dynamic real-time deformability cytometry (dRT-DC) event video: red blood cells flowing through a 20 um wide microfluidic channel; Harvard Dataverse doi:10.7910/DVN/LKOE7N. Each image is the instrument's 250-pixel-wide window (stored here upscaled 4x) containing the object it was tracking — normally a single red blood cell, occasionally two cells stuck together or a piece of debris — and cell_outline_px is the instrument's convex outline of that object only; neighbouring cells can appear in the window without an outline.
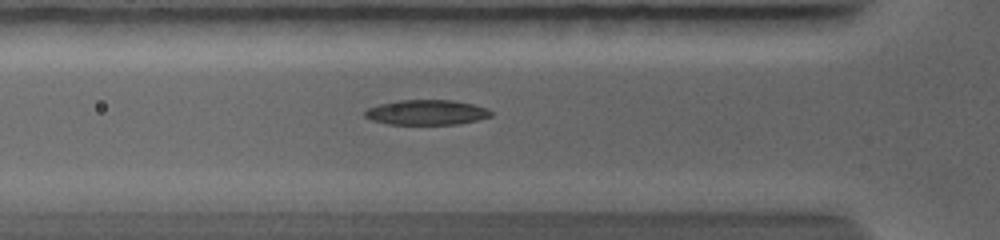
{"species": "common noctule bat (a hibernating species)", "species_latin": "Nyctalus noctula", "temperature_condition": "warm", "stored_images_in_passage": 33, "camera_frame_rate_fps": 5000, "um_per_image_px": 0.085, "animal": {"sex": "female", "body_mass_g": 19.0, "forearm_length_mm": 56.7}, "frame": {"image": 1, "passage_image": 7, "time_ms": 2.4, "image_size_px": [1000, 240], "cell_outline_px": [[492, 116], [460, 124], [388, 124], [372, 120], [364, 116], [364, 112], [368, 108], [380, 104], [396, 100], [452, 100], [472, 104], [488, 108], [492, 112]], "centroid_in_image_um": [36.26, 9.55], "position_along_channel_um": 89.5, "area_um2": 18.38}}
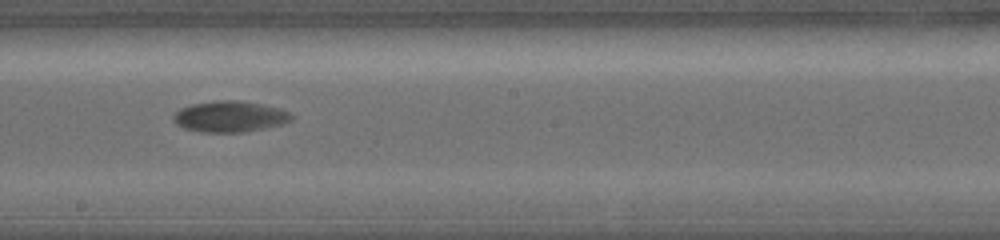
{"frame": {"image": 2, "passage_image": 14, "time_ms": 5.4, "image_size_px": [1000, 240], "cell_outline_px": [[296, 116], [292, 120], [280, 124], [264, 128], [244, 132], [204, 132], [184, 128], [176, 124], [172, 120], [172, 116], [180, 108], [192, 104], [220, 100], [236, 100], [260, 104], [280, 108]], "centroid_in_image_um": [19.53, 9.9], "position_along_channel_um": 228.7, "area_um2": 21.27}}
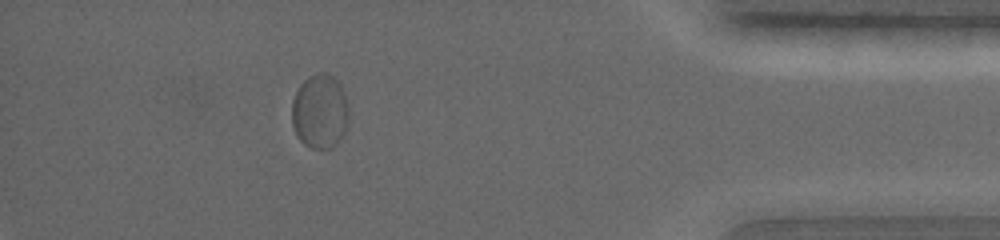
{"frame": {"image": 3, "passage_image": 26, "time_ms": 10.2, "image_size_px": [1000, 240], "cell_outline_px": [[348, 120], [344, 132], [336, 144], [332, 148], [312, 148], [304, 144], [296, 136], [292, 124], [292, 100], [300, 84], [308, 76], [320, 72], [328, 72], [340, 84], [344, 92], [348, 104]], "centroid_in_image_um": [27.18, 9.46], "position_along_channel_um": 408.0, "area_um2": 24.85}}